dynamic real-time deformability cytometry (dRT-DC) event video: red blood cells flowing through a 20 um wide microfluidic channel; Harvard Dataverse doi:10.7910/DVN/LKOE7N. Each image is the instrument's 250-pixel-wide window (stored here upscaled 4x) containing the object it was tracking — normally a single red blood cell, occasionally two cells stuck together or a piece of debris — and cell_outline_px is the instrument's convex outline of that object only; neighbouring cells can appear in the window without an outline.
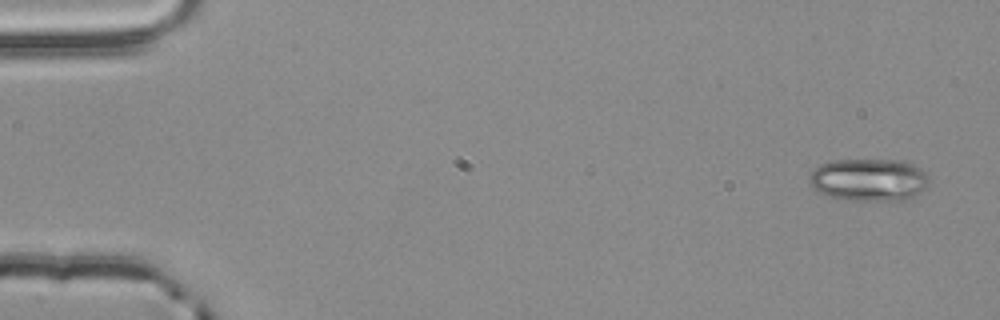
{"species": "common noctule bat (a hibernating species)", "species_latin": "Nyctalus noctula", "temperature_condition": "room temperature", "stored_images_in_passage": 4, "camera_frame_rate_fps": 3000, "um_per_image_px": 0.085, "animal": {"sex": "male", "body_mass_g": 20.4}, "frame": {"image": 1, "passage_image": 1, "time_ms": 0.0, "image_size_px": [1000, 320], "cell_outline_px": [[928, 180], [924, 188], [912, 200], [852, 200], [828, 196], [812, 188], [808, 176], [820, 164], [832, 160], [904, 160], [920, 168], [928, 176]], "centroid_in_image_um": [73.86, 15.28], "position_along_channel_um": 11.1, "area_um2": 29.71}}